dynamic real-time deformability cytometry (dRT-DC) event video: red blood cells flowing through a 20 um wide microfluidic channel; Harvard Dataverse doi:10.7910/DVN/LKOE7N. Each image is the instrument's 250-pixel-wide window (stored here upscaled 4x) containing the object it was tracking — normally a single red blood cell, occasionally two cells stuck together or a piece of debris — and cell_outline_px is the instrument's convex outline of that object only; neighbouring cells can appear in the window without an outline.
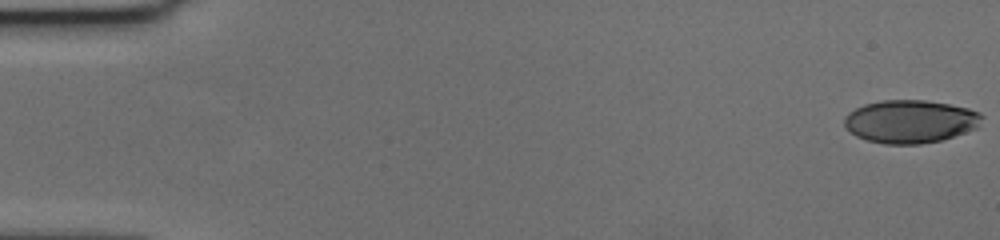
{"species": "human", "species_latin": "Homo sapiens", "temperature_condition": "cold", "stored_images_in_passage": 58, "camera_frame_rate_fps": 3000, "um_per_image_px": 0.085, "donor": {"sex": "female"}, "frame": {"image": 1, "passage_image": 1, "time_ms": 0.0, "image_size_px": [1000, 240], "cell_outline_px": [[984, 116], [976, 128], [940, 140], [920, 144], [884, 144], [868, 140], [856, 136], [844, 124], [844, 116], [848, 112], [864, 104], [880, 100], [924, 100], [948, 104], [968, 108], [980, 112]], "centroid_in_image_um": [77.36, 10.31], "position_along_channel_um": 7.6, "area_um2": 34.33}}
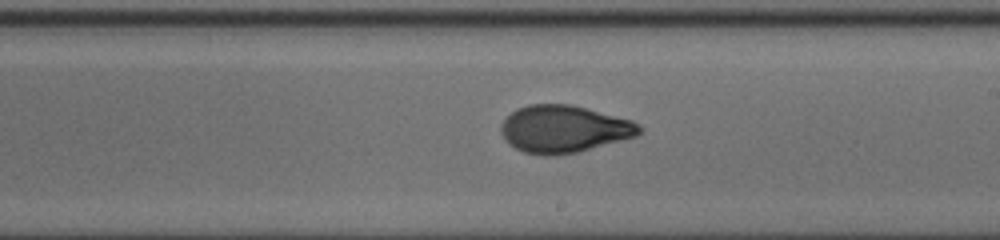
{"frame": {"image": 2, "passage_image": 34, "time_ms": 11.0, "image_size_px": [1000, 240], "cell_outline_px": [[644, 128], [636, 136], [580, 152], [552, 156], [544, 156], [524, 152], [516, 148], [504, 136], [500, 128], [500, 124], [516, 108], [528, 104], [572, 104], [632, 120], [640, 124]], "centroid_in_image_um": [47.97, 10.96], "position_along_channel_um": 241.0, "area_um2": 38.21}}
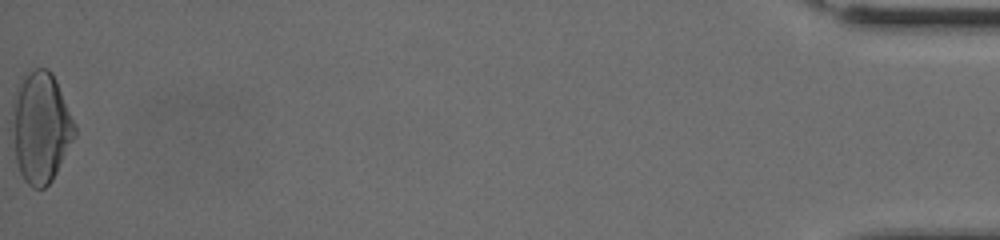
{"frame": {"image": 3, "passage_image": 58, "time_ms": 19.0, "image_size_px": [1000, 240], "cell_outline_px": [[76, 136], [52, 180], [44, 188], [32, 188], [24, 180], [20, 172], [16, 160], [12, 112], [12, 100], [16, 84], [20, 76], [36, 68], [48, 68], [52, 72], [56, 80], [76, 124]], "centroid_in_image_um": [3.47, 10.77], "position_along_channel_um": 431.7, "area_um2": 40.63}, "authors_computed_cell_mechanics": {"area_um2": 37.0209, "velocity_mm_per_s": 3.6364, "shape_relaxation_time_tau1_ms": 4.7442, "shape_relaxation_time_tau2_ms": 1.0215, "deformation_change_tau1": 0.1701, "deformation_change_tau2": 0.0575}}